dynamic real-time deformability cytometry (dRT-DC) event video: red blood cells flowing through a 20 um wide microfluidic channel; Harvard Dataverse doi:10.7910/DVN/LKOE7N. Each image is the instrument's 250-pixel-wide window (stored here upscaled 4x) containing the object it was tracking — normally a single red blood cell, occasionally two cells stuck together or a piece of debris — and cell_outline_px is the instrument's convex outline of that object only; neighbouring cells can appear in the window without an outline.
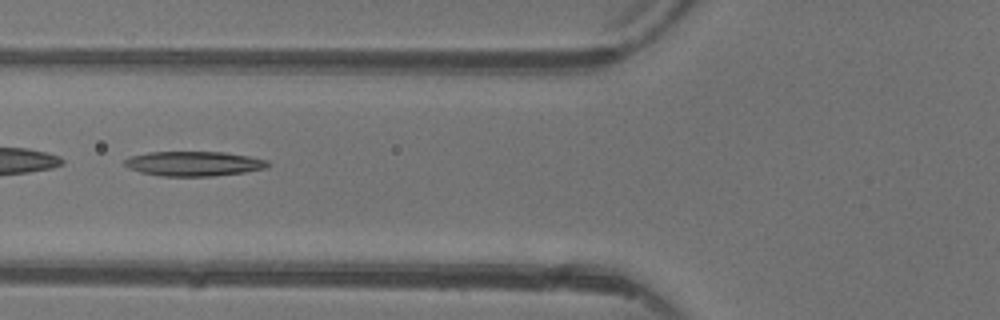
{"species": "common noctule bat (a hibernating species)", "species_latin": "Nyctalus noctula", "temperature_condition": "warm", "stored_images_in_passage": 5, "camera_frame_rate_fps": 3000, "um_per_image_px": 0.085, "animal": {"sex": "female"}, "frame": {"image": 1, "passage_image": 5, "time_ms": 4.667, "image_size_px": [1000, 320], "cell_outline_px": [[268, 164], [264, 168], [244, 172], [212, 176], [160, 176], [140, 172], [128, 168], [124, 164], [124, 160], [132, 156], [148, 152], [224, 152], [248, 156], [268, 160]], "centroid_in_image_um": [16.43, 13.91], "position_along_channel_um": 109.4, "area_um2": 20.46}}